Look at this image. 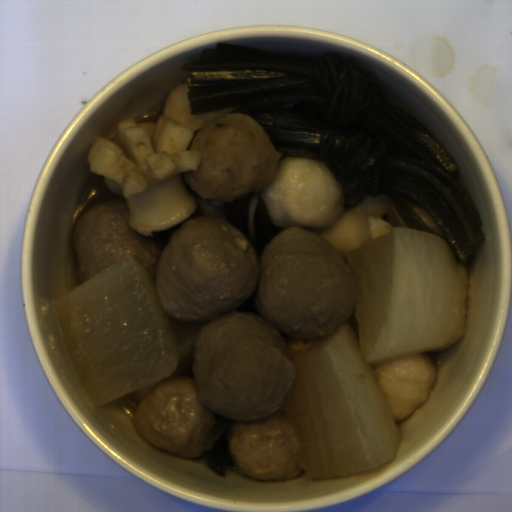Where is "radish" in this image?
<instances>
[{
	"mask_svg": "<svg viewBox=\"0 0 512 512\" xmlns=\"http://www.w3.org/2000/svg\"><path fill=\"white\" fill-rule=\"evenodd\" d=\"M66 353L94 407L141 402L192 362L204 324L168 318L140 261L124 257L55 304Z\"/></svg>",
	"mask_w": 512,
	"mask_h": 512,
	"instance_id": "radish-2",
	"label": "radish"
},
{
	"mask_svg": "<svg viewBox=\"0 0 512 512\" xmlns=\"http://www.w3.org/2000/svg\"><path fill=\"white\" fill-rule=\"evenodd\" d=\"M345 259L357 279L359 337L345 320L292 360L287 409L309 479L392 460L402 438L373 365L449 349L466 328L469 275L438 234L391 227Z\"/></svg>",
	"mask_w": 512,
	"mask_h": 512,
	"instance_id": "radish-1",
	"label": "radish"
}]
</instances>
